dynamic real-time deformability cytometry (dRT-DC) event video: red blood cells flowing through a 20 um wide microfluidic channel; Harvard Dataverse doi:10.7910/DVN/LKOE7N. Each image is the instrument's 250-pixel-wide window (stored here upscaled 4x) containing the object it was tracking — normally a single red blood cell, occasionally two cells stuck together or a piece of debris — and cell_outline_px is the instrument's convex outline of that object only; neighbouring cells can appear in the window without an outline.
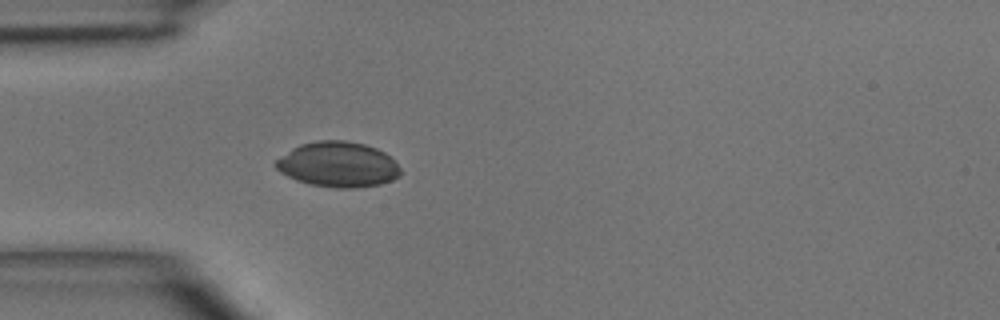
{"species": "common noctule bat (a hibernating species)", "species_latin": "Nyctalus noctula", "temperature_condition": "room temperature", "stored_images_in_passage": 4, "camera_frame_rate_fps": 3000, "um_per_image_px": 0.085, "animal": {"sex": "male", "body_mass_g": 15.6}, "frame": {"image": 1, "passage_image": 4, "time_ms": 3.667, "image_size_px": [1000, 320], "cell_outline_px": [[400, 176], [392, 180], [380, 184], [356, 188], [336, 188], [308, 184], [296, 180], [280, 172], [272, 164], [276, 160], [292, 148], [300, 144], [316, 140], [344, 140], [364, 144], [376, 148], [384, 152], [400, 168]], "centroid_in_image_um": [28.7, 13.98], "position_along_channel_um": 56.3, "area_um2": 32.95}}